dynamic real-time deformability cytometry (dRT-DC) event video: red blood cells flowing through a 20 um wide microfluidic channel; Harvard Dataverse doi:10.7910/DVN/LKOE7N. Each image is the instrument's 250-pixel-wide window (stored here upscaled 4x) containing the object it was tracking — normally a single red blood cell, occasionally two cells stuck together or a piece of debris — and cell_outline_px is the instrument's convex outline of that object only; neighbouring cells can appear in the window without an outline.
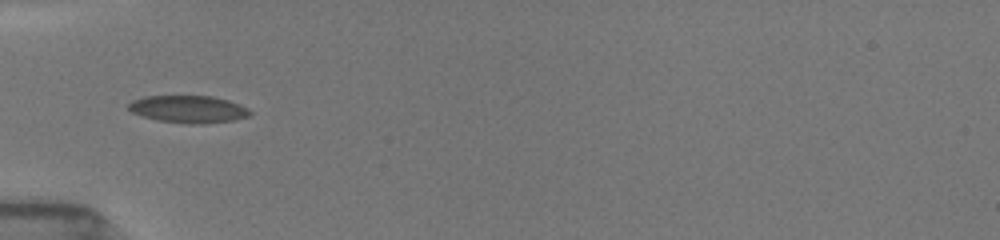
{"species": "common noctule bat (a hibernating species)", "species_latin": "Nyctalus noctula", "temperature_condition": "room temperature", "stored_images_in_passage": 6, "camera_frame_rate_fps": 3000, "um_per_image_px": 0.085, "animal": {"sex": "female", "body_mass_g": 19.5, "forearm_length_mm": 54.1}, "frame": {"image": 1, "passage_image": 1, "time_ms": 0.0, "image_size_px": [1000, 240], "cell_outline_px": [[252, 112], [248, 116], [232, 120], [204, 124], [184, 124], [156, 120], [132, 112], [128, 108], [128, 104], [132, 100], [144, 96], [212, 96], [228, 100], [248, 108]], "centroid_in_image_um": [16.0, 9.28], "position_along_channel_um": 69.0, "area_um2": 19.36}}
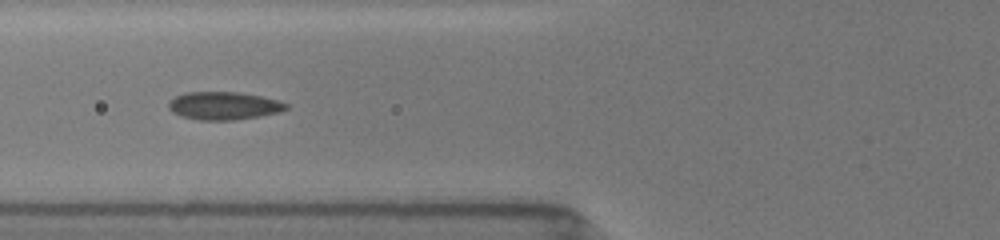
{"frame": {"image": 2, "passage_image": 4, "time_ms": 1.0, "image_size_px": [1000, 240], "cell_outline_px": [[288, 108], [280, 112], [260, 116], [232, 120], [200, 120], [180, 116], [172, 112], [168, 108], [168, 104], [176, 96], [184, 92], [240, 92], [260, 96], [276, 100], [288, 104]], "centroid_in_image_um": [19.01, 8.99], "position_along_channel_um": 106.8, "area_um2": 19.07}}